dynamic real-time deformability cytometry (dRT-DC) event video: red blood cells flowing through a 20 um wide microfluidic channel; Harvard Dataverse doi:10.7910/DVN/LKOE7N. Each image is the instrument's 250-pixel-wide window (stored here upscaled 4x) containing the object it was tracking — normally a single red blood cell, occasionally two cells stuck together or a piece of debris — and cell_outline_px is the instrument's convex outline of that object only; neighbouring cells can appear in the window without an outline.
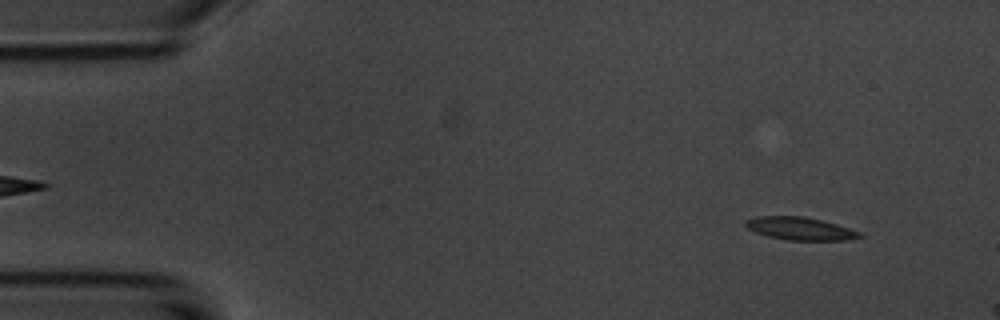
{"species": "common noctule bat (a hibernating species)", "species_latin": "Nyctalus noctula", "temperature_condition": "room temperature", "stored_images_in_passage": 13, "camera_frame_rate_fps": 3000, "um_per_image_px": 0.085, "animal": {"sex": "male", "body_mass_g": 20.1, "forearm_length_mm": 53.5}, "frame": {"image": 1, "passage_image": 4, "time_ms": 1.0, "image_size_px": [1000, 320], "cell_outline_px": [[864, 236], [848, 240], [788, 240], [768, 236], [756, 232], [748, 228], [744, 224], [744, 220], [756, 216], [804, 216], [836, 224], [860, 232]], "centroid_in_image_um": [67.99, 19.42], "position_along_channel_um": 17.0, "area_um2": 15.09}}